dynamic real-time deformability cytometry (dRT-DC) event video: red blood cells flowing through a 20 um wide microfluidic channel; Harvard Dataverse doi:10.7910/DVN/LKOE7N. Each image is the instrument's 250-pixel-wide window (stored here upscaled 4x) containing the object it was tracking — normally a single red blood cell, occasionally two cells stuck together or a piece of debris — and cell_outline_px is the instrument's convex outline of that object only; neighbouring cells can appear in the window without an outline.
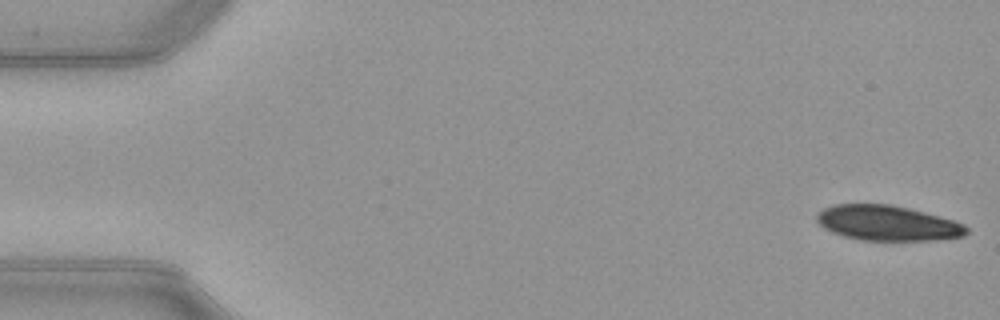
{"species": "common noctule bat (a hibernating species)", "species_latin": "Nyctalus noctula", "temperature_condition": "warm", "stored_images_in_passage": 15, "camera_frame_rate_fps": 3000, "um_per_image_px": 0.085, "animal": {"sex": "female", "body_mass_g": 21.9}, "frame": {"image": 1, "passage_image": 1, "time_ms": 0.0, "image_size_px": [1000, 320], "cell_outline_px": [[968, 232], [964, 236], [940, 240], [860, 240], [844, 236], [832, 232], [824, 228], [816, 220], [816, 216], [824, 208], [832, 204], [892, 204], [956, 220], [964, 224], [968, 228]], "centroid_in_image_um": [75.47, 18.96], "position_along_channel_um": 9.5, "area_um2": 30.81}}